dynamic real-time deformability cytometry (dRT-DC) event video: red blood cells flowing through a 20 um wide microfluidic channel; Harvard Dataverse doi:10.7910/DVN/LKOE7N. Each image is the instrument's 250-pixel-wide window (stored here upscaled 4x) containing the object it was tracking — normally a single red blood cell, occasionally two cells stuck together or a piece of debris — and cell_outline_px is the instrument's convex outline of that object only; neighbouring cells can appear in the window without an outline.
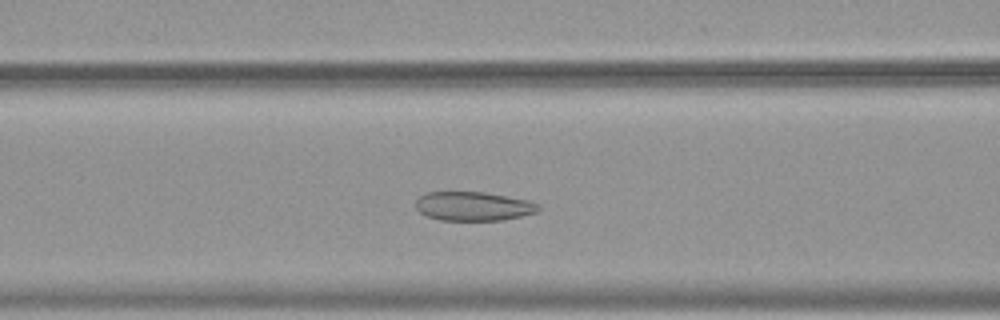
{"species": "common noctule bat (a hibernating species)", "species_latin": "Nyctalus noctula", "temperature_condition": "warm", "stored_images_in_passage": 47, "camera_frame_rate_fps": 3000, "um_per_image_px": 0.085, "animal": {"sex": "female", "body_mass_g": 19.9}, "frame": {"image": 1, "passage_image": 16, "time_ms": 5.0, "image_size_px": [1000, 320], "cell_outline_px": [[540, 208], [536, 212], [504, 220], [440, 220], [428, 216], [420, 212], [416, 208], [416, 200], [424, 192], [484, 192], [528, 200], [540, 204]], "centroid_in_image_um": [40.23, 17.52], "position_along_channel_um": 126.4, "area_um2": 20.69}}
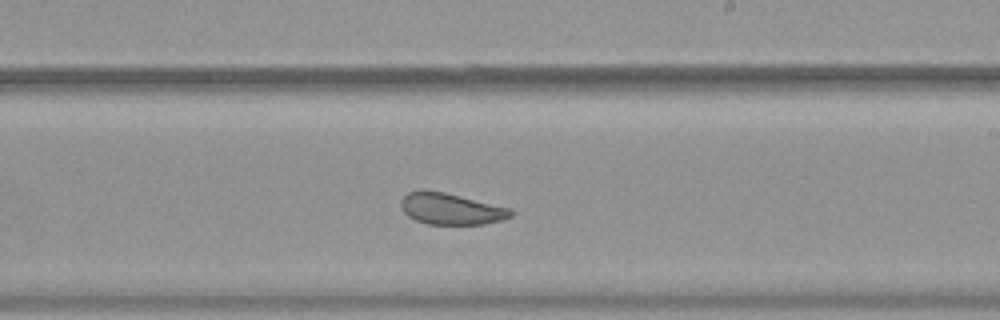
{"frame": {"image": 2, "passage_image": 26, "time_ms": 8.333, "image_size_px": [1000, 320], "cell_outline_px": [[512, 216], [500, 220], [484, 224], [428, 224], [416, 220], [408, 216], [400, 208], [400, 200], [408, 192], [420, 188], [424, 188], [444, 192], [512, 208]], "centroid_in_image_um": [38.28, 17.73], "position_along_channel_um": 250.7, "area_um2": 20.35}}
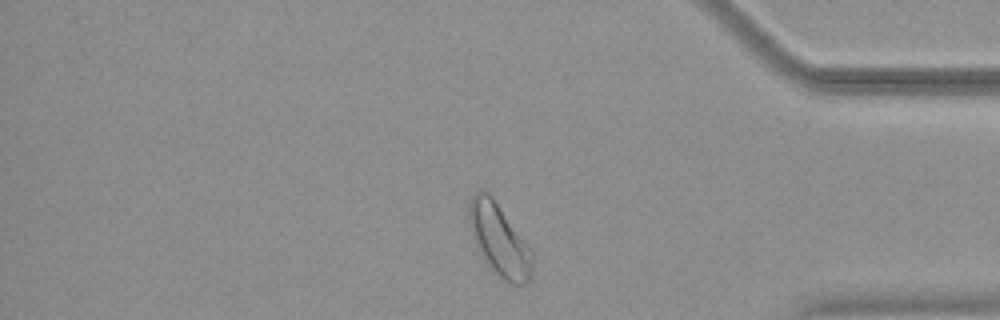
{"frame": {"image": 3, "passage_image": 39, "time_ms": 12.667, "image_size_px": [1000, 320], "cell_outline_px": [[532, 272], [528, 280], [524, 284], [508, 284], [484, 260], [472, 236], [468, 220], [468, 208], [472, 196], [476, 192], [484, 188], [492, 196], [532, 248]], "centroid_in_image_um": [42.44, 20.36], "position_along_channel_um": 392.8, "area_um2": 26.53}, "authors_computed_cell_mechanics": {"area_um2": 24.2182, "velocity_mm_per_s": 3.74, "shape_relaxation_time_tau1_ms": null, "shape_relaxation_time_tau2_ms": 2.1169, "deformation_change_tau1": null, "deformation_change_tau2": 0.0771}}